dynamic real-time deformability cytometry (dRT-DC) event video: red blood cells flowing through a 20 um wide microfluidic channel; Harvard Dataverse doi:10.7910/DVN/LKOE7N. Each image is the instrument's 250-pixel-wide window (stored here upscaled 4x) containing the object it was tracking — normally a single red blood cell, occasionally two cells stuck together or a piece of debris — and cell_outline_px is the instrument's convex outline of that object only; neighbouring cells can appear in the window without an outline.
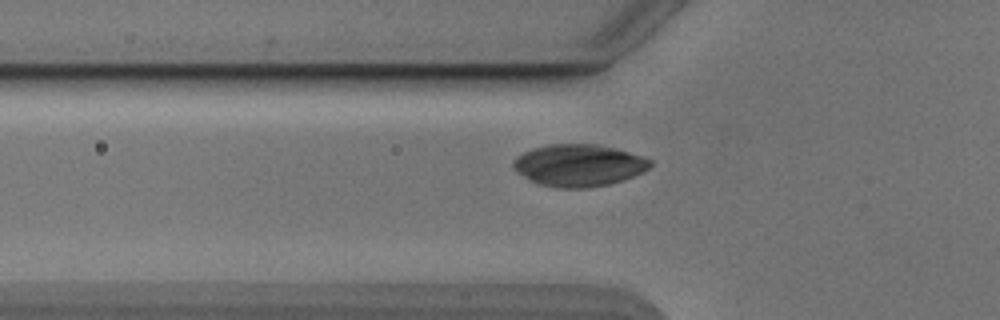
{"species": "Egyptian fruit bat (a non-hibernating species)", "species_latin": "Rousettus aegyptiacus", "temperature_condition": "cold", "stored_images_in_passage": 40, "camera_frame_rate_fps": 3000, "um_per_image_px": 0.085, "animal": {"sex": "male"}, "frame": {"image": 1, "passage_image": 9, "time_ms": 2.667, "image_size_px": [1000, 320], "cell_outline_px": [[652, 164], [644, 172], [624, 180], [608, 184], [588, 188], [556, 188], [540, 184], [516, 172], [512, 168], [512, 164], [516, 156], [532, 148], [548, 144], [596, 144], [644, 156], [652, 160]], "centroid_in_image_um": [49.19, 14.05], "position_along_channel_um": 76.6, "area_um2": 33.64}}
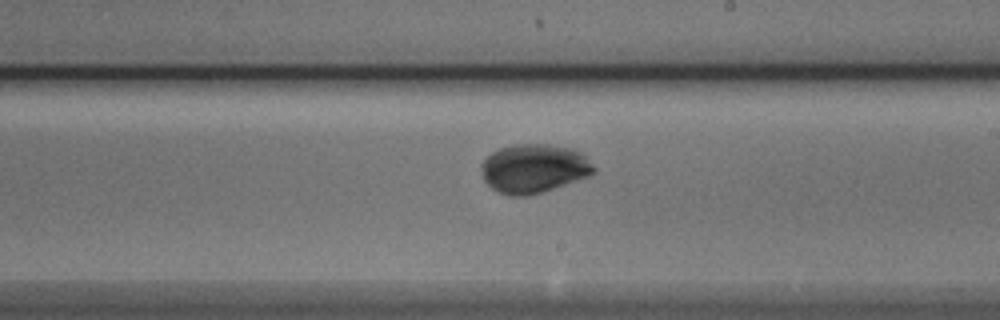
{"frame": {"image": 2, "passage_image": 22, "time_ms": 7.0, "image_size_px": [1000, 320], "cell_outline_px": [[596, 172], [588, 176], [528, 196], [512, 196], [500, 192], [492, 188], [484, 180], [480, 168], [480, 164], [492, 152], [500, 148], [512, 144], [544, 144], [572, 148], [588, 156], [596, 168]], "centroid_in_image_um": [45.39, 14.3], "position_along_channel_um": 243.6, "area_um2": 32.02}}
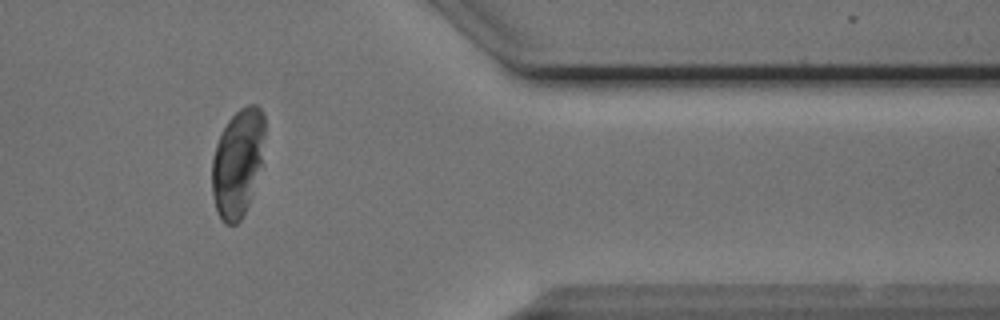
{"frame": {"image": 3, "passage_image": 35, "time_ms": 11.333, "image_size_px": [1000, 320], "cell_outline_px": [[264, 136], [260, 164], [248, 204], [240, 220], [236, 224], [224, 224], [216, 212], [212, 196], [212, 156], [220, 132], [228, 120], [240, 108], [248, 104], [256, 104], [260, 108], [264, 116]], "centroid_in_image_um": [20.16, 13.82], "position_along_channel_um": 391.2, "area_um2": 32.95}}